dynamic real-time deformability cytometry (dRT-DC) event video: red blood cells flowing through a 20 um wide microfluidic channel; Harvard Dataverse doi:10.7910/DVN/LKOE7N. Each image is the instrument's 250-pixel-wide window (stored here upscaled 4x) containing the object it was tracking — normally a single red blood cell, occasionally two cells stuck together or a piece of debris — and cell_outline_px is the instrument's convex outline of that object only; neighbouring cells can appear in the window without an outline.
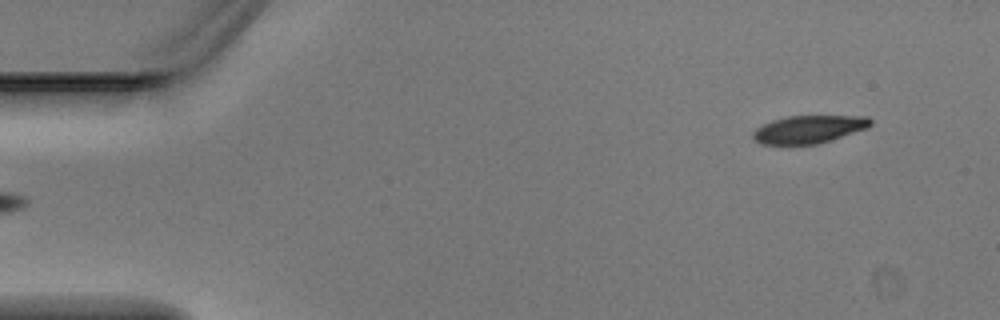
{"species": "Egyptian fruit bat (a non-hibernating species)", "species_latin": "Rousettus aegyptiacus", "temperature_condition": "warm", "stored_images_in_passage": 4, "segment_of_instrument_passage": [2, 2], "camera_frame_rate_fps": 3000, "um_per_image_px": 0.085, "animal": {"sex": "male"}, "frame": {"image": 1, "passage_image": 4, "time_ms": 1.0, "image_size_px": [1000, 320], "cell_outline_px": [[872, 124], [868, 128], [816, 144], [760, 144], [752, 136], [752, 132], [756, 128], [772, 120], [788, 116], [868, 116], [872, 120]], "centroid_in_image_um": [68.75, 10.98], "position_along_channel_um": 16.2, "area_um2": 18.9}}